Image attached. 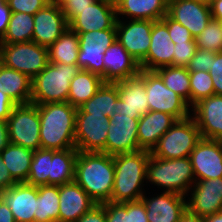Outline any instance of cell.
Masks as SVG:
<instances>
[{
  "mask_svg": "<svg viewBox=\"0 0 222 222\" xmlns=\"http://www.w3.org/2000/svg\"><path fill=\"white\" fill-rule=\"evenodd\" d=\"M114 175V156L103 152L78 151L74 181L96 204L110 202Z\"/></svg>",
  "mask_w": 222,
  "mask_h": 222,
  "instance_id": "6da1fadb",
  "label": "cell"
},
{
  "mask_svg": "<svg viewBox=\"0 0 222 222\" xmlns=\"http://www.w3.org/2000/svg\"><path fill=\"white\" fill-rule=\"evenodd\" d=\"M37 107L40 117L41 148L53 150L76 148L77 108L69 102L46 103Z\"/></svg>",
  "mask_w": 222,
  "mask_h": 222,
  "instance_id": "7a4b0ae2",
  "label": "cell"
},
{
  "mask_svg": "<svg viewBox=\"0 0 222 222\" xmlns=\"http://www.w3.org/2000/svg\"><path fill=\"white\" fill-rule=\"evenodd\" d=\"M150 151L138 150L114 155V185L110 202L137 201L144 195L142 183L146 180Z\"/></svg>",
  "mask_w": 222,
  "mask_h": 222,
  "instance_id": "3957f363",
  "label": "cell"
},
{
  "mask_svg": "<svg viewBox=\"0 0 222 222\" xmlns=\"http://www.w3.org/2000/svg\"><path fill=\"white\" fill-rule=\"evenodd\" d=\"M79 70L77 65L49 63L31 81L30 103L68 102L71 80Z\"/></svg>",
  "mask_w": 222,
  "mask_h": 222,
  "instance_id": "277c9868",
  "label": "cell"
},
{
  "mask_svg": "<svg viewBox=\"0 0 222 222\" xmlns=\"http://www.w3.org/2000/svg\"><path fill=\"white\" fill-rule=\"evenodd\" d=\"M146 180L166 188V192L184 196H188L192 184L196 181L189 157L162 159L152 155L147 164Z\"/></svg>",
  "mask_w": 222,
  "mask_h": 222,
  "instance_id": "5b68a950",
  "label": "cell"
},
{
  "mask_svg": "<svg viewBox=\"0 0 222 222\" xmlns=\"http://www.w3.org/2000/svg\"><path fill=\"white\" fill-rule=\"evenodd\" d=\"M201 139L200 130L190 115L185 119L177 120L170 127L152 149L151 155L162 159L189 157Z\"/></svg>",
  "mask_w": 222,
  "mask_h": 222,
  "instance_id": "8992f818",
  "label": "cell"
},
{
  "mask_svg": "<svg viewBox=\"0 0 222 222\" xmlns=\"http://www.w3.org/2000/svg\"><path fill=\"white\" fill-rule=\"evenodd\" d=\"M1 64L33 79L49 64L48 47L33 41L0 43Z\"/></svg>",
  "mask_w": 222,
  "mask_h": 222,
  "instance_id": "52a82bcc",
  "label": "cell"
},
{
  "mask_svg": "<svg viewBox=\"0 0 222 222\" xmlns=\"http://www.w3.org/2000/svg\"><path fill=\"white\" fill-rule=\"evenodd\" d=\"M149 111H159L172 115L176 120L189 117L187 102L176 92L167 88L161 76L155 70L143 69Z\"/></svg>",
  "mask_w": 222,
  "mask_h": 222,
  "instance_id": "ba28073f",
  "label": "cell"
},
{
  "mask_svg": "<svg viewBox=\"0 0 222 222\" xmlns=\"http://www.w3.org/2000/svg\"><path fill=\"white\" fill-rule=\"evenodd\" d=\"M10 143L36 151L41 148L40 117L36 104H18L7 119Z\"/></svg>",
  "mask_w": 222,
  "mask_h": 222,
  "instance_id": "9c48e42d",
  "label": "cell"
},
{
  "mask_svg": "<svg viewBox=\"0 0 222 222\" xmlns=\"http://www.w3.org/2000/svg\"><path fill=\"white\" fill-rule=\"evenodd\" d=\"M77 66L99 75L105 82L104 52L116 39V29L79 33Z\"/></svg>",
  "mask_w": 222,
  "mask_h": 222,
  "instance_id": "30bf717a",
  "label": "cell"
},
{
  "mask_svg": "<svg viewBox=\"0 0 222 222\" xmlns=\"http://www.w3.org/2000/svg\"><path fill=\"white\" fill-rule=\"evenodd\" d=\"M109 123V117L104 114L76 113V149L80 152L106 153Z\"/></svg>",
  "mask_w": 222,
  "mask_h": 222,
  "instance_id": "8fae6325",
  "label": "cell"
},
{
  "mask_svg": "<svg viewBox=\"0 0 222 222\" xmlns=\"http://www.w3.org/2000/svg\"><path fill=\"white\" fill-rule=\"evenodd\" d=\"M140 115L113 114L109 117L106 153L117 155L131 153L138 148V123Z\"/></svg>",
  "mask_w": 222,
  "mask_h": 222,
  "instance_id": "7c38bea8",
  "label": "cell"
},
{
  "mask_svg": "<svg viewBox=\"0 0 222 222\" xmlns=\"http://www.w3.org/2000/svg\"><path fill=\"white\" fill-rule=\"evenodd\" d=\"M119 18L116 22V40L140 64L150 48L152 21L130 20L127 24Z\"/></svg>",
  "mask_w": 222,
  "mask_h": 222,
  "instance_id": "4fadbf2b",
  "label": "cell"
},
{
  "mask_svg": "<svg viewBox=\"0 0 222 222\" xmlns=\"http://www.w3.org/2000/svg\"><path fill=\"white\" fill-rule=\"evenodd\" d=\"M189 158L196 181L222 177V141L202 138Z\"/></svg>",
  "mask_w": 222,
  "mask_h": 222,
  "instance_id": "5bb4252c",
  "label": "cell"
},
{
  "mask_svg": "<svg viewBox=\"0 0 222 222\" xmlns=\"http://www.w3.org/2000/svg\"><path fill=\"white\" fill-rule=\"evenodd\" d=\"M168 15L196 38L212 19L210 6L201 0H168Z\"/></svg>",
  "mask_w": 222,
  "mask_h": 222,
  "instance_id": "9a60e30c",
  "label": "cell"
},
{
  "mask_svg": "<svg viewBox=\"0 0 222 222\" xmlns=\"http://www.w3.org/2000/svg\"><path fill=\"white\" fill-rule=\"evenodd\" d=\"M192 186L186 201L190 212L207 217L222 210V177L195 181Z\"/></svg>",
  "mask_w": 222,
  "mask_h": 222,
  "instance_id": "2e32d148",
  "label": "cell"
},
{
  "mask_svg": "<svg viewBox=\"0 0 222 222\" xmlns=\"http://www.w3.org/2000/svg\"><path fill=\"white\" fill-rule=\"evenodd\" d=\"M117 15L115 5L103 0H96L69 24L68 28L73 32L85 33L106 29H116Z\"/></svg>",
  "mask_w": 222,
  "mask_h": 222,
  "instance_id": "e0dca14e",
  "label": "cell"
},
{
  "mask_svg": "<svg viewBox=\"0 0 222 222\" xmlns=\"http://www.w3.org/2000/svg\"><path fill=\"white\" fill-rule=\"evenodd\" d=\"M68 28L61 6L48 3L34 15L32 41L49 47Z\"/></svg>",
  "mask_w": 222,
  "mask_h": 222,
  "instance_id": "ac0fdd59",
  "label": "cell"
},
{
  "mask_svg": "<svg viewBox=\"0 0 222 222\" xmlns=\"http://www.w3.org/2000/svg\"><path fill=\"white\" fill-rule=\"evenodd\" d=\"M117 83L119 98L115 114L140 115L149 112L145 83L143 82V69L139 75L120 80Z\"/></svg>",
  "mask_w": 222,
  "mask_h": 222,
  "instance_id": "d6986e66",
  "label": "cell"
},
{
  "mask_svg": "<svg viewBox=\"0 0 222 222\" xmlns=\"http://www.w3.org/2000/svg\"><path fill=\"white\" fill-rule=\"evenodd\" d=\"M191 109L201 137L222 141V95L214 94L202 99Z\"/></svg>",
  "mask_w": 222,
  "mask_h": 222,
  "instance_id": "ffe728a7",
  "label": "cell"
},
{
  "mask_svg": "<svg viewBox=\"0 0 222 222\" xmlns=\"http://www.w3.org/2000/svg\"><path fill=\"white\" fill-rule=\"evenodd\" d=\"M174 46L167 24L162 19L152 21L150 48L146 58L140 63V68L156 70L163 66H173Z\"/></svg>",
  "mask_w": 222,
  "mask_h": 222,
  "instance_id": "44dd1931",
  "label": "cell"
},
{
  "mask_svg": "<svg viewBox=\"0 0 222 222\" xmlns=\"http://www.w3.org/2000/svg\"><path fill=\"white\" fill-rule=\"evenodd\" d=\"M37 186L16 183L1 192V199L9 207L16 222H35Z\"/></svg>",
  "mask_w": 222,
  "mask_h": 222,
  "instance_id": "7402d4cb",
  "label": "cell"
},
{
  "mask_svg": "<svg viewBox=\"0 0 222 222\" xmlns=\"http://www.w3.org/2000/svg\"><path fill=\"white\" fill-rule=\"evenodd\" d=\"M105 82L116 83L140 73V64L125 48L115 41L104 52Z\"/></svg>",
  "mask_w": 222,
  "mask_h": 222,
  "instance_id": "603a6c76",
  "label": "cell"
},
{
  "mask_svg": "<svg viewBox=\"0 0 222 222\" xmlns=\"http://www.w3.org/2000/svg\"><path fill=\"white\" fill-rule=\"evenodd\" d=\"M185 197L166 191L150 199L143 195L141 200L146 207L148 222H178L187 208Z\"/></svg>",
  "mask_w": 222,
  "mask_h": 222,
  "instance_id": "cb8c5ba5",
  "label": "cell"
},
{
  "mask_svg": "<svg viewBox=\"0 0 222 222\" xmlns=\"http://www.w3.org/2000/svg\"><path fill=\"white\" fill-rule=\"evenodd\" d=\"M59 222H76L96 203L75 182L59 185Z\"/></svg>",
  "mask_w": 222,
  "mask_h": 222,
  "instance_id": "d4e9b609",
  "label": "cell"
},
{
  "mask_svg": "<svg viewBox=\"0 0 222 222\" xmlns=\"http://www.w3.org/2000/svg\"><path fill=\"white\" fill-rule=\"evenodd\" d=\"M177 120L164 112L149 111L139 118L138 148L152 151L159 139L170 129Z\"/></svg>",
  "mask_w": 222,
  "mask_h": 222,
  "instance_id": "484cf974",
  "label": "cell"
},
{
  "mask_svg": "<svg viewBox=\"0 0 222 222\" xmlns=\"http://www.w3.org/2000/svg\"><path fill=\"white\" fill-rule=\"evenodd\" d=\"M117 18L128 16L131 20H161L168 14V0H119L115 4Z\"/></svg>",
  "mask_w": 222,
  "mask_h": 222,
  "instance_id": "4316f807",
  "label": "cell"
},
{
  "mask_svg": "<svg viewBox=\"0 0 222 222\" xmlns=\"http://www.w3.org/2000/svg\"><path fill=\"white\" fill-rule=\"evenodd\" d=\"M31 81L26 74L0 64V91L6 93L17 105L30 103Z\"/></svg>",
  "mask_w": 222,
  "mask_h": 222,
  "instance_id": "83f0119b",
  "label": "cell"
},
{
  "mask_svg": "<svg viewBox=\"0 0 222 222\" xmlns=\"http://www.w3.org/2000/svg\"><path fill=\"white\" fill-rule=\"evenodd\" d=\"M33 150L9 143L1 152L3 163L16 183H25L29 176Z\"/></svg>",
  "mask_w": 222,
  "mask_h": 222,
  "instance_id": "f1b7e54d",
  "label": "cell"
},
{
  "mask_svg": "<svg viewBox=\"0 0 222 222\" xmlns=\"http://www.w3.org/2000/svg\"><path fill=\"white\" fill-rule=\"evenodd\" d=\"M118 98L117 83L104 82L88 101L77 108L76 113L104 114L110 117L115 114Z\"/></svg>",
  "mask_w": 222,
  "mask_h": 222,
  "instance_id": "f546056e",
  "label": "cell"
},
{
  "mask_svg": "<svg viewBox=\"0 0 222 222\" xmlns=\"http://www.w3.org/2000/svg\"><path fill=\"white\" fill-rule=\"evenodd\" d=\"M103 83L104 80L99 75L80 69L71 80L68 102L78 108L88 101Z\"/></svg>",
  "mask_w": 222,
  "mask_h": 222,
  "instance_id": "4dcf8cb0",
  "label": "cell"
},
{
  "mask_svg": "<svg viewBox=\"0 0 222 222\" xmlns=\"http://www.w3.org/2000/svg\"><path fill=\"white\" fill-rule=\"evenodd\" d=\"M79 37L67 28L64 33L48 47L49 63L77 65Z\"/></svg>",
  "mask_w": 222,
  "mask_h": 222,
  "instance_id": "1f68e13d",
  "label": "cell"
},
{
  "mask_svg": "<svg viewBox=\"0 0 222 222\" xmlns=\"http://www.w3.org/2000/svg\"><path fill=\"white\" fill-rule=\"evenodd\" d=\"M77 155L78 150L76 148L57 150L52 155L48 185H61L74 181Z\"/></svg>",
  "mask_w": 222,
  "mask_h": 222,
  "instance_id": "d6a6232c",
  "label": "cell"
},
{
  "mask_svg": "<svg viewBox=\"0 0 222 222\" xmlns=\"http://www.w3.org/2000/svg\"><path fill=\"white\" fill-rule=\"evenodd\" d=\"M35 222H59V185L37 186Z\"/></svg>",
  "mask_w": 222,
  "mask_h": 222,
  "instance_id": "836d02e7",
  "label": "cell"
},
{
  "mask_svg": "<svg viewBox=\"0 0 222 222\" xmlns=\"http://www.w3.org/2000/svg\"><path fill=\"white\" fill-rule=\"evenodd\" d=\"M34 16L23 12H11L7 30L0 43L12 44L32 41Z\"/></svg>",
  "mask_w": 222,
  "mask_h": 222,
  "instance_id": "e575fe53",
  "label": "cell"
},
{
  "mask_svg": "<svg viewBox=\"0 0 222 222\" xmlns=\"http://www.w3.org/2000/svg\"><path fill=\"white\" fill-rule=\"evenodd\" d=\"M165 86L179 94L190 107V74L186 67L163 66L155 70Z\"/></svg>",
  "mask_w": 222,
  "mask_h": 222,
  "instance_id": "d590c367",
  "label": "cell"
},
{
  "mask_svg": "<svg viewBox=\"0 0 222 222\" xmlns=\"http://www.w3.org/2000/svg\"><path fill=\"white\" fill-rule=\"evenodd\" d=\"M56 151L40 148L33 152L29 176L25 183L34 186L48 185V177L51 175L52 155Z\"/></svg>",
  "mask_w": 222,
  "mask_h": 222,
  "instance_id": "8d00e7d4",
  "label": "cell"
},
{
  "mask_svg": "<svg viewBox=\"0 0 222 222\" xmlns=\"http://www.w3.org/2000/svg\"><path fill=\"white\" fill-rule=\"evenodd\" d=\"M191 108L202 99L214 95L213 80L209 72L189 71Z\"/></svg>",
  "mask_w": 222,
  "mask_h": 222,
  "instance_id": "74e56055",
  "label": "cell"
},
{
  "mask_svg": "<svg viewBox=\"0 0 222 222\" xmlns=\"http://www.w3.org/2000/svg\"><path fill=\"white\" fill-rule=\"evenodd\" d=\"M195 42L198 49L222 52V21L212 18Z\"/></svg>",
  "mask_w": 222,
  "mask_h": 222,
  "instance_id": "f35d334b",
  "label": "cell"
},
{
  "mask_svg": "<svg viewBox=\"0 0 222 222\" xmlns=\"http://www.w3.org/2000/svg\"><path fill=\"white\" fill-rule=\"evenodd\" d=\"M162 20L167 24L170 40L175 43L195 42V38L190 31L181 25L179 22L173 20L168 14H166Z\"/></svg>",
  "mask_w": 222,
  "mask_h": 222,
  "instance_id": "ab89813d",
  "label": "cell"
},
{
  "mask_svg": "<svg viewBox=\"0 0 222 222\" xmlns=\"http://www.w3.org/2000/svg\"><path fill=\"white\" fill-rule=\"evenodd\" d=\"M215 58V52L203 49H196L194 56L186 66L188 71H205L209 72L212 60Z\"/></svg>",
  "mask_w": 222,
  "mask_h": 222,
  "instance_id": "60d3db41",
  "label": "cell"
},
{
  "mask_svg": "<svg viewBox=\"0 0 222 222\" xmlns=\"http://www.w3.org/2000/svg\"><path fill=\"white\" fill-rule=\"evenodd\" d=\"M197 49L196 42L175 43L173 66L186 67Z\"/></svg>",
  "mask_w": 222,
  "mask_h": 222,
  "instance_id": "b9f144b4",
  "label": "cell"
},
{
  "mask_svg": "<svg viewBox=\"0 0 222 222\" xmlns=\"http://www.w3.org/2000/svg\"><path fill=\"white\" fill-rule=\"evenodd\" d=\"M11 12H23L35 15L39 10L43 9L48 0H7L6 2Z\"/></svg>",
  "mask_w": 222,
  "mask_h": 222,
  "instance_id": "7bdbcfd3",
  "label": "cell"
},
{
  "mask_svg": "<svg viewBox=\"0 0 222 222\" xmlns=\"http://www.w3.org/2000/svg\"><path fill=\"white\" fill-rule=\"evenodd\" d=\"M125 222H148L146 207L141 199L125 202Z\"/></svg>",
  "mask_w": 222,
  "mask_h": 222,
  "instance_id": "ee69618b",
  "label": "cell"
},
{
  "mask_svg": "<svg viewBox=\"0 0 222 222\" xmlns=\"http://www.w3.org/2000/svg\"><path fill=\"white\" fill-rule=\"evenodd\" d=\"M95 1L96 0H66L61 5V8L67 23L69 24L76 16L80 14V11L87 8Z\"/></svg>",
  "mask_w": 222,
  "mask_h": 222,
  "instance_id": "f6af8a7d",
  "label": "cell"
},
{
  "mask_svg": "<svg viewBox=\"0 0 222 222\" xmlns=\"http://www.w3.org/2000/svg\"><path fill=\"white\" fill-rule=\"evenodd\" d=\"M209 73L213 80L214 94L222 95V52L215 53Z\"/></svg>",
  "mask_w": 222,
  "mask_h": 222,
  "instance_id": "bcb514c9",
  "label": "cell"
},
{
  "mask_svg": "<svg viewBox=\"0 0 222 222\" xmlns=\"http://www.w3.org/2000/svg\"><path fill=\"white\" fill-rule=\"evenodd\" d=\"M105 208L106 222H125V202L124 203H103Z\"/></svg>",
  "mask_w": 222,
  "mask_h": 222,
  "instance_id": "7dc6e473",
  "label": "cell"
},
{
  "mask_svg": "<svg viewBox=\"0 0 222 222\" xmlns=\"http://www.w3.org/2000/svg\"><path fill=\"white\" fill-rule=\"evenodd\" d=\"M76 222H106L103 204H96Z\"/></svg>",
  "mask_w": 222,
  "mask_h": 222,
  "instance_id": "c3c4849f",
  "label": "cell"
},
{
  "mask_svg": "<svg viewBox=\"0 0 222 222\" xmlns=\"http://www.w3.org/2000/svg\"><path fill=\"white\" fill-rule=\"evenodd\" d=\"M16 105L6 93L0 91V121H7Z\"/></svg>",
  "mask_w": 222,
  "mask_h": 222,
  "instance_id": "681fc988",
  "label": "cell"
},
{
  "mask_svg": "<svg viewBox=\"0 0 222 222\" xmlns=\"http://www.w3.org/2000/svg\"><path fill=\"white\" fill-rule=\"evenodd\" d=\"M14 184H16V182L12 179L10 172L6 168V165L3 163V159L0 156V192L10 188Z\"/></svg>",
  "mask_w": 222,
  "mask_h": 222,
  "instance_id": "f907efd6",
  "label": "cell"
},
{
  "mask_svg": "<svg viewBox=\"0 0 222 222\" xmlns=\"http://www.w3.org/2000/svg\"><path fill=\"white\" fill-rule=\"evenodd\" d=\"M10 15H11V10L8 7V4L5 3L3 5V11H0V40L3 38L7 30Z\"/></svg>",
  "mask_w": 222,
  "mask_h": 222,
  "instance_id": "816d5d0a",
  "label": "cell"
},
{
  "mask_svg": "<svg viewBox=\"0 0 222 222\" xmlns=\"http://www.w3.org/2000/svg\"><path fill=\"white\" fill-rule=\"evenodd\" d=\"M10 143L7 121H0V152Z\"/></svg>",
  "mask_w": 222,
  "mask_h": 222,
  "instance_id": "f5cc1de1",
  "label": "cell"
},
{
  "mask_svg": "<svg viewBox=\"0 0 222 222\" xmlns=\"http://www.w3.org/2000/svg\"><path fill=\"white\" fill-rule=\"evenodd\" d=\"M0 222H16L9 207L0 199Z\"/></svg>",
  "mask_w": 222,
  "mask_h": 222,
  "instance_id": "db71d44e",
  "label": "cell"
},
{
  "mask_svg": "<svg viewBox=\"0 0 222 222\" xmlns=\"http://www.w3.org/2000/svg\"><path fill=\"white\" fill-rule=\"evenodd\" d=\"M178 222H205V219L204 217L190 212L186 208V210L181 214Z\"/></svg>",
  "mask_w": 222,
  "mask_h": 222,
  "instance_id": "11a10c76",
  "label": "cell"
},
{
  "mask_svg": "<svg viewBox=\"0 0 222 222\" xmlns=\"http://www.w3.org/2000/svg\"><path fill=\"white\" fill-rule=\"evenodd\" d=\"M210 11L213 19L222 21V0L212 3Z\"/></svg>",
  "mask_w": 222,
  "mask_h": 222,
  "instance_id": "9f6ffc18",
  "label": "cell"
},
{
  "mask_svg": "<svg viewBox=\"0 0 222 222\" xmlns=\"http://www.w3.org/2000/svg\"><path fill=\"white\" fill-rule=\"evenodd\" d=\"M204 219H205V222H222V210H220L218 213H215L213 215L204 217Z\"/></svg>",
  "mask_w": 222,
  "mask_h": 222,
  "instance_id": "6f0895ef",
  "label": "cell"
},
{
  "mask_svg": "<svg viewBox=\"0 0 222 222\" xmlns=\"http://www.w3.org/2000/svg\"><path fill=\"white\" fill-rule=\"evenodd\" d=\"M49 3L61 6L66 0H48Z\"/></svg>",
  "mask_w": 222,
  "mask_h": 222,
  "instance_id": "680465c9",
  "label": "cell"
},
{
  "mask_svg": "<svg viewBox=\"0 0 222 222\" xmlns=\"http://www.w3.org/2000/svg\"><path fill=\"white\" fill-rule=\"evenodd\" d=\"M220 0H206L205 2L210 6L212 3L217 2Z\"/></svg>",
  "mask_w": 222,
  "mask_h": 222,
  "instance_id": "91938a15",
  "label": "cell"
},
{
  "mask_svg": "<svg viewBox=\"0 0 222 222\" xmlns=\"http://www.w3.org/2000/svg\"><path fill=\"white\" fill-rule=\"evenodd\" d=\"M103 1L110 2L115 5L119 0H103Z\"/></svg>",
  "mask_w": 222,
  "mask_h": 222,
  "instance_id": "94428289",
  "label": "cell"
},
{
  "mask_svg": "<svg viewBox=\"0 0 222 222\" xmlns=\"http://www.w3.org/2000/svg\"><path fill=\"white\" fill-rule=\"evenodd\" d=\"M6 2H4L3 0H0V11H3V5L5 4Z\"/></svg>",
  "mask_w": 222,
  "mask_h": 222,
  "instance_id": "6125c7cd",
  "label": "cell"
},
{
  "mask_svg": "<svg viewBox=\"0 0 222 222\" xmlns=\"http://www.w3.org/2000/svg\"><path fill=\"white\" fill-rule=\"evenodd\" d=\"M0 64H1V48H0Z\"/></svg>",
  "mask_w": 222,
  "mask_h": 222,
  "instance_id": "be15d7a7",
  "label": "cell"
}]
</instances>
